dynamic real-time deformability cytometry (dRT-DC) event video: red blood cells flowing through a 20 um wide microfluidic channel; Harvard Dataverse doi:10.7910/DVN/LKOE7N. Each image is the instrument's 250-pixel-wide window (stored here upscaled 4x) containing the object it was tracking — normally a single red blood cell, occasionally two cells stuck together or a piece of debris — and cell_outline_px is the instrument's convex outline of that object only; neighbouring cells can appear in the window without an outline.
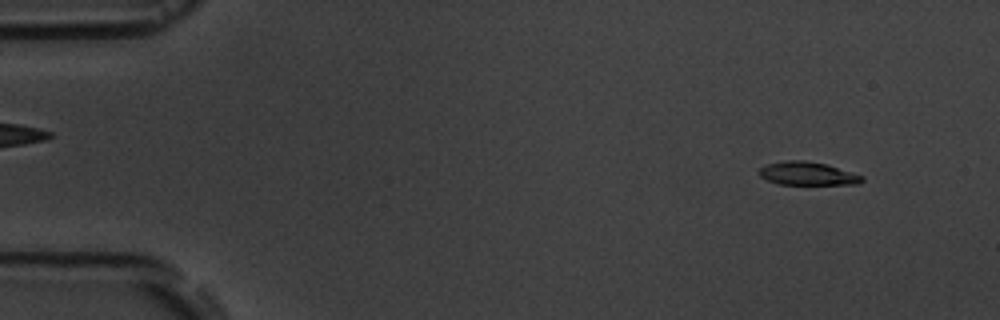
{"species": "common noctule bat (a hibernating species)", "species_latin": "Nyctalus noctula", "temperature_condition": "room temperature", "stored_images_in_passage": 4, "camera_frame_rate_fps": 3000, "um_per_image_px": 0.085, "animal": {"sex": "male", "body_mass_g": 19.5, "forearm_length_mm": 54.6}, "frame": {"image": 1, "passage_image": 1, "time_ms": 0.0, "image_size_px": [1000, 320], "cell_outline_px": [[864, 180], [860, 184], [780, 184], [768, 180], [760, 176], [760, 168], [768, 164], [788, 160], [804, 160], [828, 164], [864, 176]], "centroid_in_image_um": [68.7, 14.75], "position_along_channel_um": 16.3, "area_um2": 13.87}}
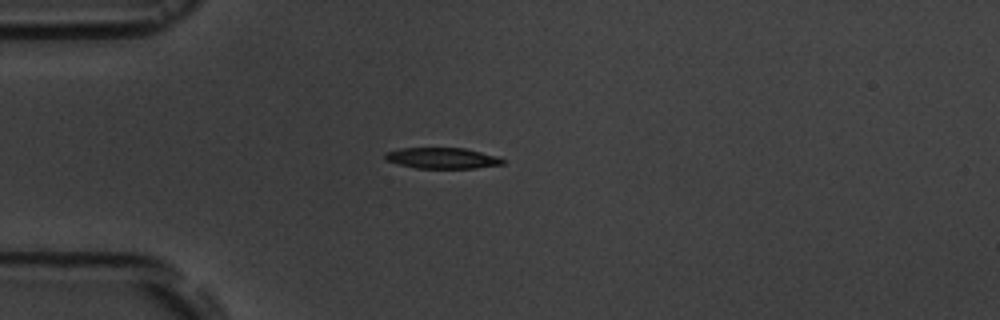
{"frame": {"image": 2, "passage_image": 4, "time_ms": 3.333, "image_size_px": [1000, 320], "cell_outline_px": [[504, 164], [476, 168], [416, 168], [384, 160], [384, 152], [400, 148], [464, 148], [496, 156], [504, 160]], "centroid_in_image_um": [37.54, 13.44], "position_along_channel_um": 47.5, "area_um2": 14.28}}